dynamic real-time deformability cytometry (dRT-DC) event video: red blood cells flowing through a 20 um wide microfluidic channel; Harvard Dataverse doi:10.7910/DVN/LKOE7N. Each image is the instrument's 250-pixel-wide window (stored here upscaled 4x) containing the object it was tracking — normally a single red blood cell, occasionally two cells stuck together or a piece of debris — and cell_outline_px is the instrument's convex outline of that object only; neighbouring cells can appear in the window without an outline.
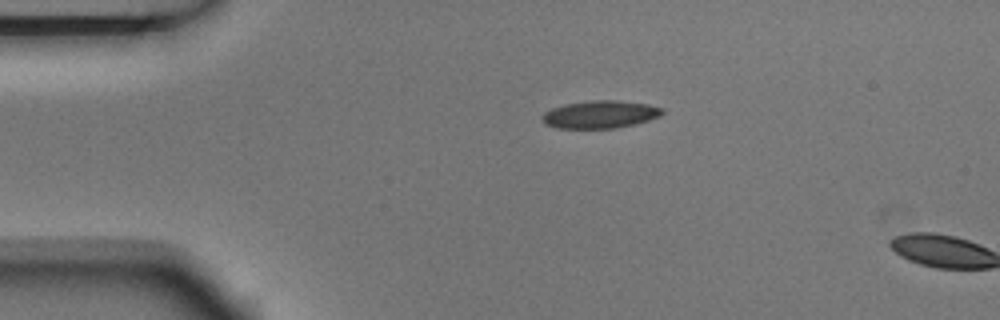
{"species": "Egyptian fruit bat (a non-hibernating species)", "species_latin": "Rousettus aegyptiacus", "temperature_condition": "room temperature", "stored_images_in_passage": 2, "camera_frame_rate_fps": 3000, "um_per_image_px": 0.085, "animal": {"sex": "male"}, "frame": {"image": 1, "passage_image": 1, "time_ms": 0.0, "image_size_px": [1000, 320], "cell_outline_px": [[664, 112], [660, 116], [648, 120], [616, 128], [556, 128], [544, 124], [540, 120], [540, 116], [544, 112], [552, 108], [564, 104], [592, 100], [620, 100], [648, 104], [664, 108]], "centroid_in_image_um": [50.97, 9.72], "position_along_channel_um": 34.0, "area_um2": 19.54}}